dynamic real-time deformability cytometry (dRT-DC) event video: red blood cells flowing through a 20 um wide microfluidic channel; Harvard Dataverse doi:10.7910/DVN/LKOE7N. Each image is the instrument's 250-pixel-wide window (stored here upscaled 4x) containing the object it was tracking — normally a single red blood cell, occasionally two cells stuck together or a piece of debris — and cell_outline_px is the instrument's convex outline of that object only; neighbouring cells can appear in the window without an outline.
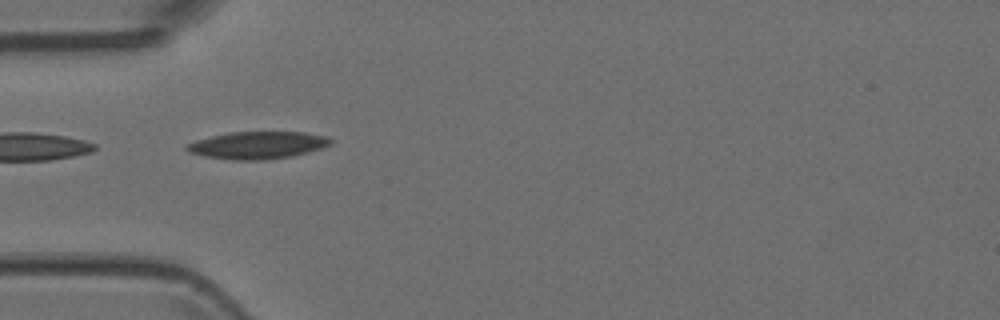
{"species": "Egyptian fruit bat (a non-hibernating species)", "species_latin": "Rousettus aegyptiacus", "temperature_condition": "room temperature", "stored_images_in_passage": 7, "camera_frame_rate_fps": 3000, "um_per_image_px": 0.085, "animal": {"sex": "female"}, "frame": {"image": 1, "passage_image": 5, "time_ms": 1.333, "image_size_px": [1000, 320], "cell_outline_px": [[332, 144], [308, 152], [292, 156], [264, 160], [232, 160], [204, 156], [188, 152], [184, 148], [184, 144], [196, 140], [228, 132], [304, 132], [328, 136], [332, 140]], "centroid_in_image_um": [21.87, 12.34], "position_along_channel_um": 63.1, "area_um2": 23.06}}
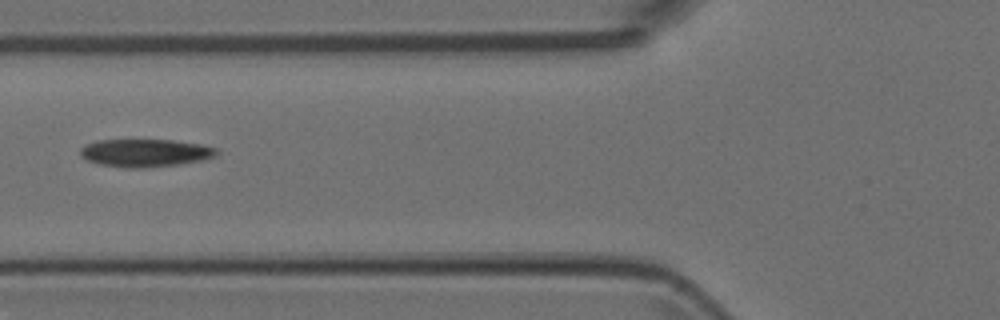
{"frame": {"image": 2, "passage_image": 6, "time_ms": 1.667, "image_size_px": [1000, 320], "cell_outline_px": [[220, 152], [212, 156], [200, 160], [180, 164], [144, 168], [124, 168], [100, 164], [88, 160], [80, 156], [80, 148], [96, 140], [172, 140], [204, 144], [216, 148]], "centroid_in_image_um": [12.34, 12.99], "position_along_channel_um": 113.5, "area_um2": 22.08}}
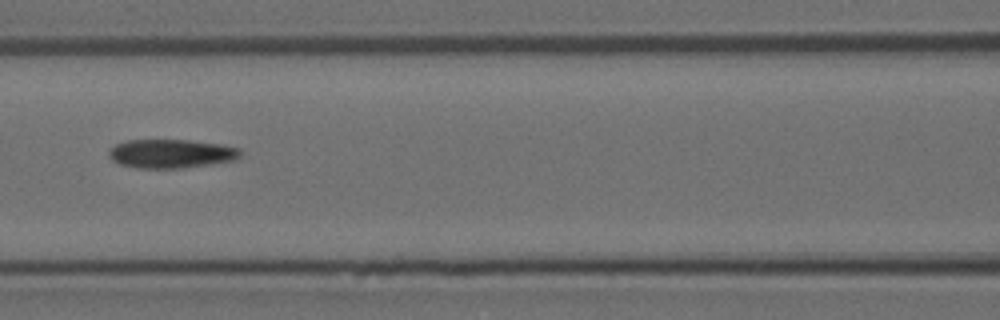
{"frame": {"image": 3, "passage_image": 7, "time_ms": 2.0, "image_size_px": [1000, 320], "cell_outline_px": [[244, 152], [236, 160], [212, 164], [180, 168], [136, 168], [120, 164], [112, 160], [108, 156], [108, 152], [116, 144], [128, 140], [188, 140], [224, 144], [240, 148]], "centroid_in_image_um": [14.6, 13.06], "position_along_channel_um": 152.0, "area_um2": 22.31}}